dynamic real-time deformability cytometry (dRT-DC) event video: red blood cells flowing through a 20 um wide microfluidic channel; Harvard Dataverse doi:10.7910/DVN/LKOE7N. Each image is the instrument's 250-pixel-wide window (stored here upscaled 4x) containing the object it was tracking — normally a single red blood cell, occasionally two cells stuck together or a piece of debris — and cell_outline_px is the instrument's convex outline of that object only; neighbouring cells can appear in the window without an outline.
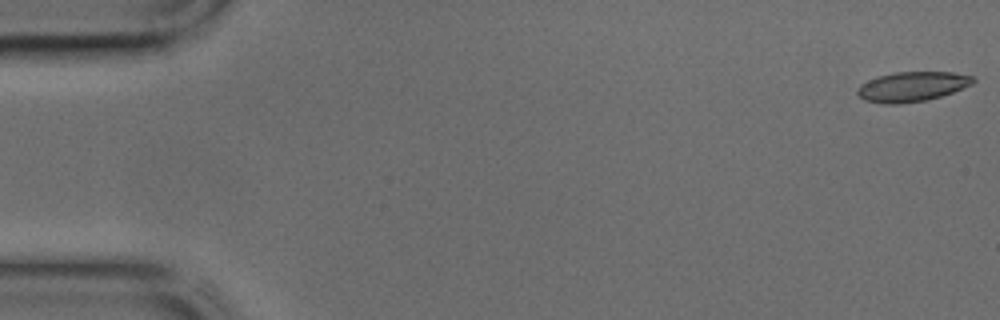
{"species": "common noctule bat (a hibernating species)", "species_latin": "Nyctalus noctula", "temperature_condition": "cold", "stored_images_in_passage": 44, "camera_frame_rate_fps": 3000, "um_per_image_px": 0.085, "animal": {"sex": "male", "body_mass_g": 17.9, "forearm_length_mm": 54.2}, "frame": {"image": 1, "passage_image": 1, "time_ms": 0.0, "image_size_px": [1000, 320], "cell_outline_px": [[976, 80], [972, 84], [952, 92], [928, 100], [900, 104], [880, 104], [864, 100], [856, 92], [860, 84], [876, 76], [896, 72], [952, 72], [972, 76]], "centroid_in_image_um": [77.49, 7.37], "position_along_channel_um": 7.5, "area_um2": 20.17}}
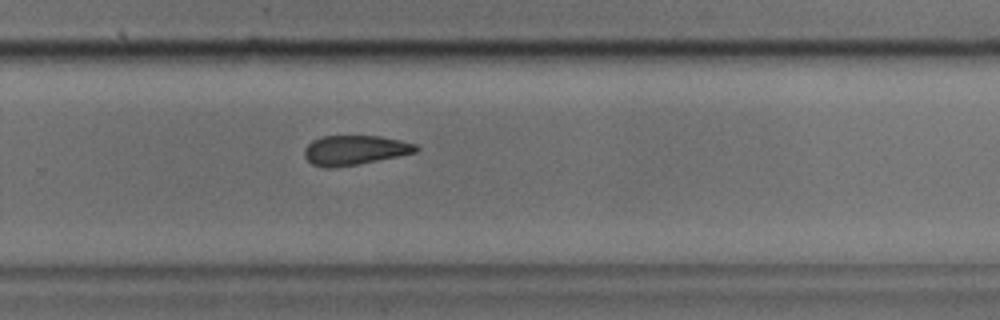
{"frame": {"image": 2, "passage_image": 29, "time_ms": 9.333, "image_size_px": [1000, 320], "cell_outline_px": [[420, 148], [416, 152], [336, 168], [324, 168], [312, 164], [304, 156], [304, 148], [312, 140], [320, 136], [380, 136], [416, 144]], "centroid_in_image_um": [30.1, 12.76], "position_along_channel_um": 299.7, "area_um2": 19.13}}
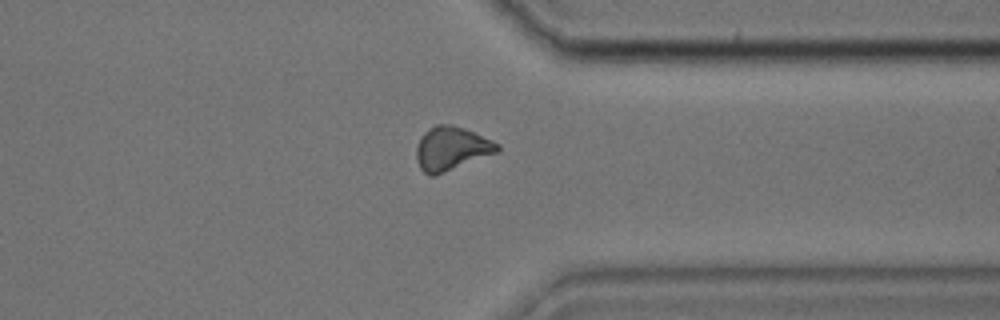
{"frame": {"image": 3, "passage_image": 34, "time_ms": 11.0, "image_size_px": [1000, 320], "cell_outline_px": [[500, 148], [496, 152], [444, 172], [432, 176], [428, 176], [420, 168], [416, 160], [416, 148], [424, 132], [428, 128], [436, 124], [452, 124], [464, 128], [492, 140], [500, 144]], "centroid_in_image_um": [38.34, 12.61], "position_along_channel_um": 373.1, "area_um2": 20.35}}